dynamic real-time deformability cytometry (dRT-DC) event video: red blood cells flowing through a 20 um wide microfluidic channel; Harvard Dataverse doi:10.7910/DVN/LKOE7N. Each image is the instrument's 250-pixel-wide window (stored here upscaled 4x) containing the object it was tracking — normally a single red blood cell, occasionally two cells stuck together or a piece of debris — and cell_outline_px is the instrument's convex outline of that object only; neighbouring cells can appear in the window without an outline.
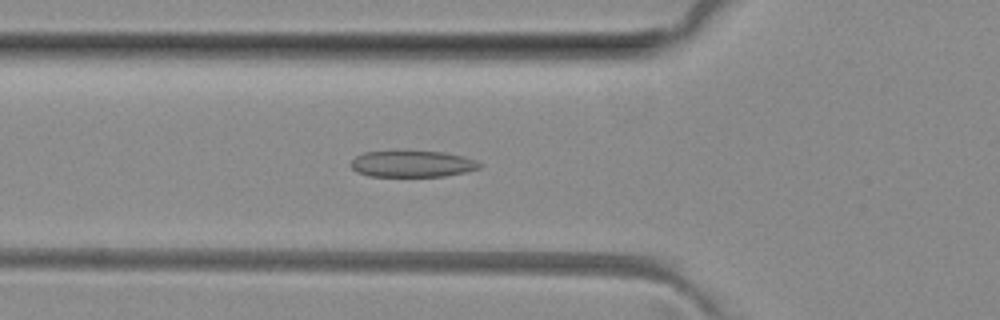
{"species": "common noctule bat (a hibernating species)", "species_latin": "Nyctalus noctula", "temperature_condition": "room temperature", "stored_images_in_passage": 43, "camera_frame_rate_fps": 3000, "um_per_image_px": 0.085, "animal": {"sex": "female", "body_mass_g": 29.2, "forearm_length_mm": 56.3}, "frame": {"image": 1, "passage_image": 10, "time_ms": 3.0, "image_size_px": [1000, 320], "cell_outline_px": [[484, 164], [480, 168], [464, 172], [444, 176], [368, 176], [356, 172], [352, 168], [352, 160], [356, 156], [364, 152], [396, 148], [404, 148], [444, 152], [464, 156], [476, 160]], "centroid_in_image_um": [35.03, 13.87], "position_along_channel_um": 90.8, "area_um2": 20.87}}
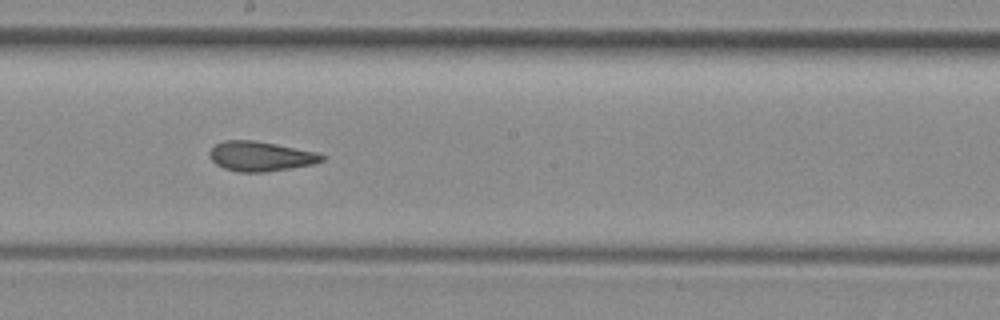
{"frame": {"image": 2, "passage_image": 20, "time_ms": 6.333, "image_size_px": [1000, 320], "cell_outline_px": [[324, 160], [312, 164], [264, 172], [240, 172], [224, 168], [216, 164], [212, 160], [208, 152], [216, 144], [224, 140], [252, 140], [276, 144], [316, 152], [324, 156]], "centroid_in_image_um": [22.11, 13.28], "position_along_channel_um": 226.1, "area_um2": 19.19}}
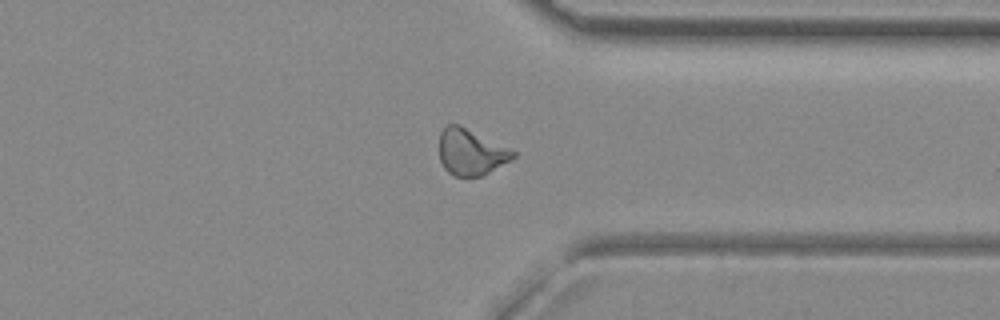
{"frame": {"image": 3, "passage_image": 31, "time_ms": 10.0, "image_size_px": [1000, 320], "cell_outline_px": [[516, 156], [484, 176], [452, 176], [444, 168], [440, 160], [440, 132], [448, 124], [460, 124], [516, 152]], "centroid_in_image_um": [40.01, 12.93], "position_along_channel_um": 371.4, "area_um2": 19.77}, "authors_computed_cell_mechanics": {"area_um2": 19.8832, "velocity_mm_per_s": 4.0389, "shape_relaxation_time_tau1_ms": null, "shape_relaxation_time_tau2_ms": 2.2767, "deformation_change_tau1": null, "deformation_change_tau2": 0.0918}}